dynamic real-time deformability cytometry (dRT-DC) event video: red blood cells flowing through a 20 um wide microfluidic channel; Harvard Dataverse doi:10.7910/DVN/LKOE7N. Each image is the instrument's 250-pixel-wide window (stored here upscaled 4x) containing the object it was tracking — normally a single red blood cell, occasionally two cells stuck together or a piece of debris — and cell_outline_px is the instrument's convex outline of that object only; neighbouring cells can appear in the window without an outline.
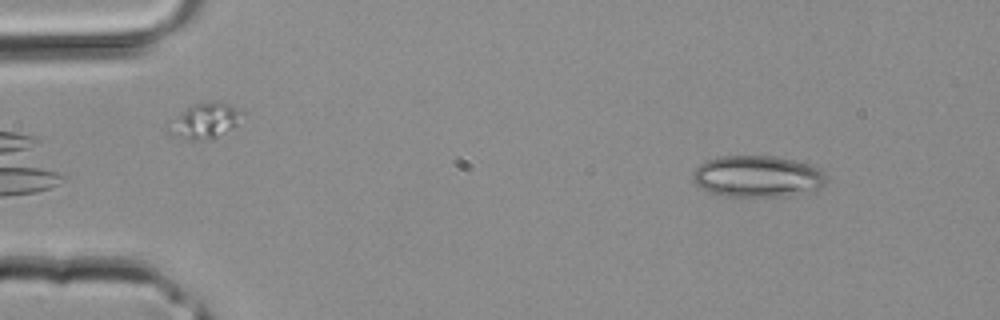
{"species": "common noctule bat (a hibernating species)", "species_latin": "Nyctalus noctula", "temperature_condition": "room temperature", "stored_images_in_passage": 35, "camera_frame_rate_fps": 3000, "um_per_image_px": 0.085, "animal": {"sex": "male", "body_mass_g": 20.4}, "frame": {"image": 1, "passage_image": 1, "time_ms": 0.0, "image_size_px": [1000, 320], "cell_outline_px": [[828, 180], [820, 188], [784, 196], [740, 200], [708, 192], [700, 188], [692, 180], [692, 172], [704, 160], [724, 156], [772, 156], [792, 160], [808, 164], [820, 168], [828, 176]], "centroid_in_image_um": [64.34, 15.04], "position_along_channel_um": 20.7, "area_um2": 33.23}}
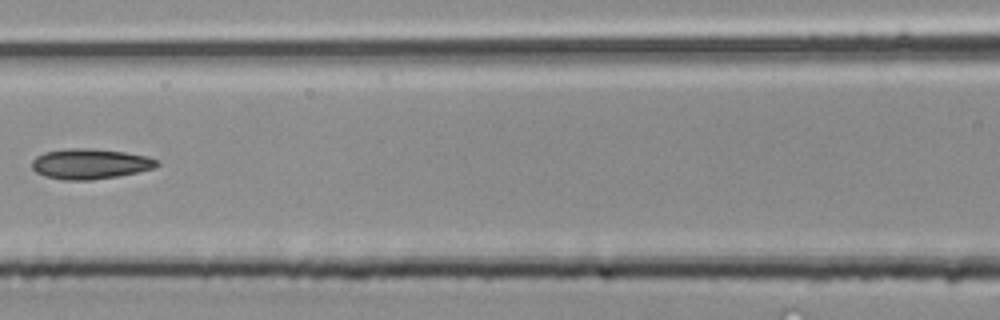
{"frame": {"image": 2, "passage_image": 14, "time_ms": 4.333, "image_size_px": [1000, 320], "cell_outline_px": [[160, 164], [156, 168], [116, 176], [92, 180], [64, 180], [44, 176], [36, 172], [32, 168], [32, 160], [36, 156], [44, 152], [68, 148], [96, 148], [124, 152], [148, 156], [160, 160]], "centroid_in_image_um": [7.68, 13.92], "position_along_channel_um": 158.9, "area_um2": 22.31}}
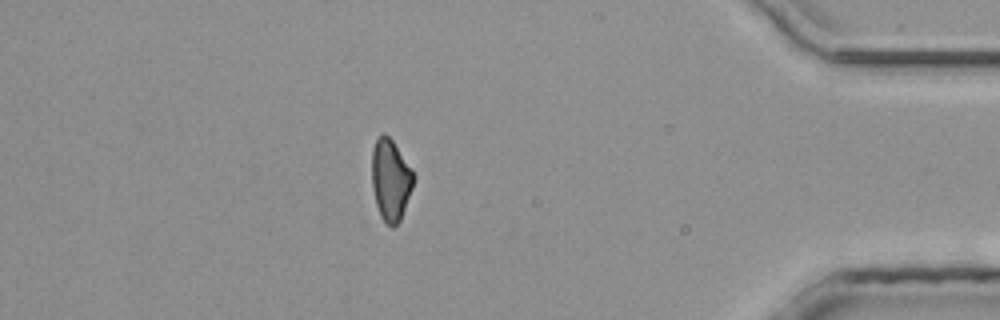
{"frame": {"image": 3, "passage_image": 30, "time_ms": 9.667, "image_size_px": [1000, 320], "cell_outline_px": [[416, 176], [412, 188], [400, 220], [392, 228], [380, 216], [376, 204], [372, 188], [372, 148], [376, 140], [384, 132], [392, 140]], "centroid_in_image_um": [33.19, 15.29], "position_along_channel_um": 402.0, "area_um2": 19.59}}